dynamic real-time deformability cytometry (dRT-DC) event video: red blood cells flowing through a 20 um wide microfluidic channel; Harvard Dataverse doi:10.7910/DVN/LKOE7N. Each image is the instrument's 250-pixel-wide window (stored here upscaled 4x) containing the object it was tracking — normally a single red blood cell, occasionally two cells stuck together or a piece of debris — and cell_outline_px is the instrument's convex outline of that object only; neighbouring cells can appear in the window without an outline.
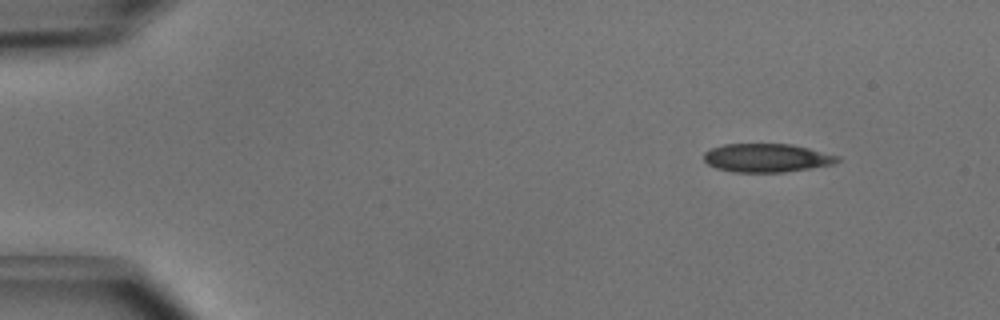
{"species": "common noctule bat (a hibernating species)", "species_latin": "Nyctalus noctula", "temperature_condition": "cold", "stored_images_in_passage": 5, "segment_of_instrument_passage": [2, 2], "camera_frame_rate_fps": 3000, "um_per_image_px": 0.085, "animal": {"sex": "male", "body_mass_g": 15.6}, "frame": {"image": 1, "passage_image": 5, "time_ms": 1.333, "image_size_px": [1000, 320], "cell_outline_px": [[840, 160], [832, 164], [812, 168], [784, 172], [732, 172], [716, 168], [708, 164], [704, 160], [704, 152], [712, 148], [724, 144], [792, 144], [840, 156]], "centroid_in_image_um": [65.17, 13.42], "position_along_channel_um": 19.8, "area_um2": 22.2}}